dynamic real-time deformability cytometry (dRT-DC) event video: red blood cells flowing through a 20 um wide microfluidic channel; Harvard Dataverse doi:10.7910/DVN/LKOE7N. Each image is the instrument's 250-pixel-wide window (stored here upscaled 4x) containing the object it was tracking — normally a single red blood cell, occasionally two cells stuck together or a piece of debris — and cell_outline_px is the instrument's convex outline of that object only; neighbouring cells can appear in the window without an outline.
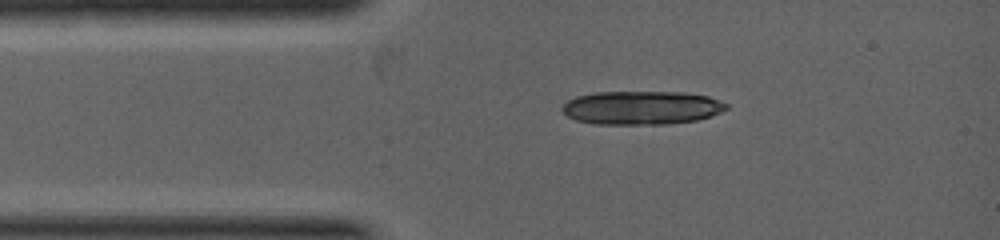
{"species": "common noctule bat (a hibernating species)", "species_latin": "Nyctalus noctula", "temperature_condition": "warm", "stored_images_in_passage": 1, "camera_frame_rate_fps": 5000, "um_per_image_px": 0.085, "animal": {"sex": "female", "body_mass_g": 19.0, "forearm_length_mm": 53.3}, "frame": {"image": 1, "passage_image": 1, "time_ms": 0.0, "image_size_px": [1000, 240], "cell_outline_px": [[728, 108], [712, 116], [696, 120], [664, 124], [596, 124], [576, 120], [568, 116], [560, 108], [568, 100], [576, 96], [596, 92], [684, 92], [708, 96], [720, 100], [728, 104]], "centroid_in_image_um": [54.55, 9.15], "position_along_channel_um": 30.5, "area_um2": 32.19}}